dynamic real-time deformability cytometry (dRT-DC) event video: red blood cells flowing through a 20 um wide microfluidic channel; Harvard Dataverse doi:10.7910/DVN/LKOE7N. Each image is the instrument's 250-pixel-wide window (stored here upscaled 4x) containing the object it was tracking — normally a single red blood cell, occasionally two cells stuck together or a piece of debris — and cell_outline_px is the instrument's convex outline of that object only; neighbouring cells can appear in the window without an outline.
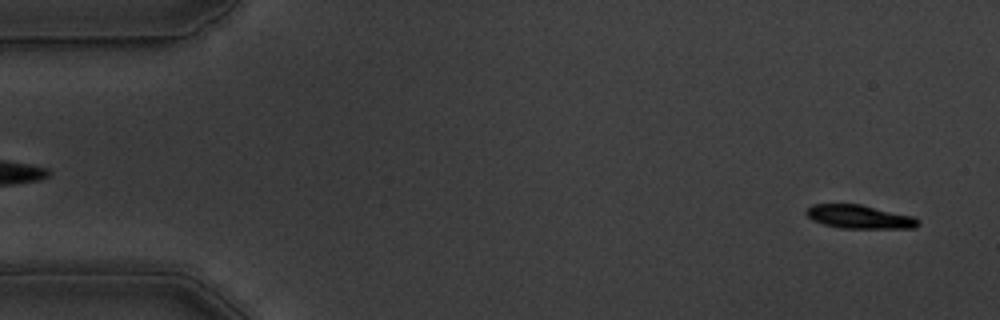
{"species": "common noctule bat (a hibernating species)", "species_latin": "Nyctalus noctula", "temperature_condition": "warm", "stored_images_in_passage": 55, "camera_frame_rate_fps": 3000, "um_per_image_px": 0.085, "animal": {"sex": "male", "body_mass_g": 19.5, "forearm_length_mm": 54.6}, "frame": {"image": 1, "passage_image": 2, "time_ms": 0.333, "image_size_px": [1000, 320], "cell_outline_px": [[920, 224], [916, 228], [840, 228], [824, 224], [812, 220], [804, 212], [812, 204], [860, 204], [912, 216]], "centroid_in_image_um": [73.01, 18.43], "position_along_channel_um": 12.0, "area_um2": 15.2}}
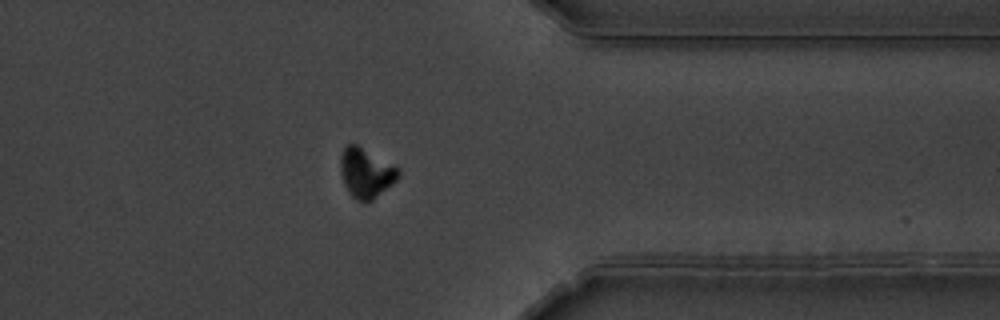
{"frame": {"image": 2, "passage_image": 43, "time_ms": 14.0, "image_size_px": [1000, 320], "cell_outline_px": [[400, 176], [392, 184], [372, 200], [364, 204], [356, 200], [348, 192], [344, 184], [340, 172], [340, 156], [344, 148], [348, 144], [356, 144], [400, 168]], "centroid_in_image_um": [31.1, 14.72], "position_along_channel_um": 380.3, "area_um2": 16.88}}
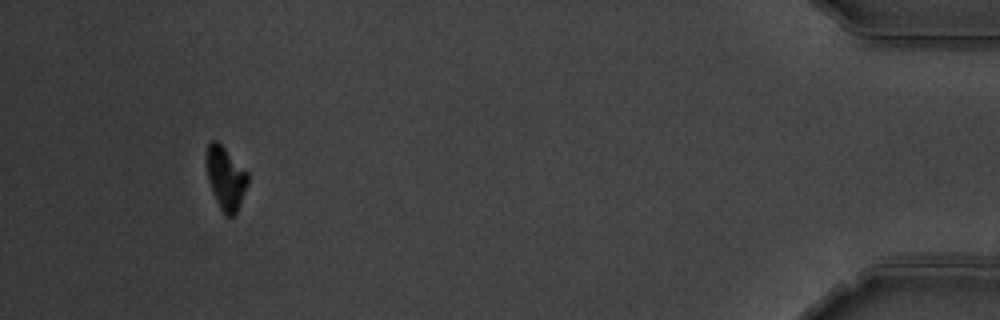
{"frame": {"image": 3, "passage_image": 51, "time_ms": 16.667, "image_size_px": [1000, 320], "cell_outline_px": [[248, 184], [236, 212], [232, 216], [224, 216], [216, 200], [208, 180], [204, 156], [208, 144], [212, 140], [216, 140], [248, 172]], "centroid_in_image_um": [19.16, 15.12], "position_along_channel_um": 416.0, "area_um2": 15.14}, "authors_computed_cell_mechanics": {"area_um2": 16.6464, "velocity_mm_per_s": 3.6015, "shape_relaxation_time_tau1_ms": 2.1445, "shape_relaxation_time_tau2_ms": null, "deformation_change_tau1": 0.1458, "deformation_change_tau2": null}}